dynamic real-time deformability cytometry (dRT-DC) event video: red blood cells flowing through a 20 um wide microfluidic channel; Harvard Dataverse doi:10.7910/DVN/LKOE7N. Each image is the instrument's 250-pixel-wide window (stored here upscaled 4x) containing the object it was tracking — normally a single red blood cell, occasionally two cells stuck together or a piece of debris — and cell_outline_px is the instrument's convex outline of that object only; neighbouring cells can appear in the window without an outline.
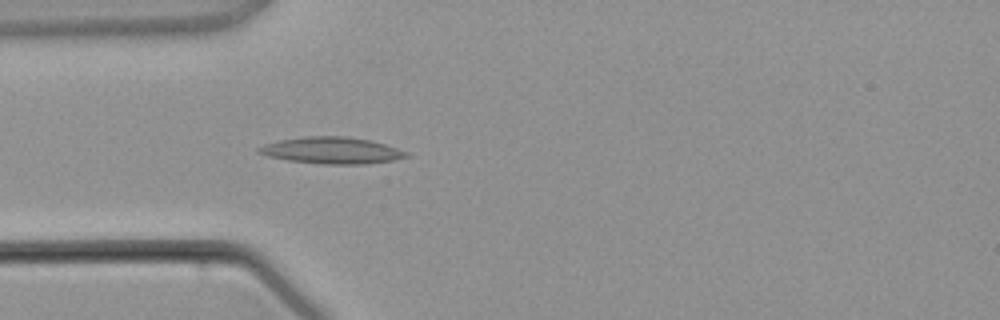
{"species": "common noctule bat (a hibernating species)", "species_latin": "Nyctalus noctula", "temperature_condition": "warm", "stored_images_in_passage": 3, "camera_frame_rate_fps": 3000, "um_per_image_px": 0.085, "animal": {"sex": "male", "body_mass_g": 21.5, "forearm_length_mm": 52.0}, "frame": {"image": 1, "passage_image": 3, "time_ms": 2.667, "image_size_px": [1000, 320], "cell_outline_px": [[408, 156], [392, 160], [364, 164], [324, 164], [288, 160], [268, 156], [256, 152], [256, 148], [280, 140], [304, 136], [348, 136], [368, 140], [384, 144], [408, 152]], "centroid_in_image_um": [28.18, 12.78], "position_along_channel_um": 56.8, "area_um2": 22.6}}